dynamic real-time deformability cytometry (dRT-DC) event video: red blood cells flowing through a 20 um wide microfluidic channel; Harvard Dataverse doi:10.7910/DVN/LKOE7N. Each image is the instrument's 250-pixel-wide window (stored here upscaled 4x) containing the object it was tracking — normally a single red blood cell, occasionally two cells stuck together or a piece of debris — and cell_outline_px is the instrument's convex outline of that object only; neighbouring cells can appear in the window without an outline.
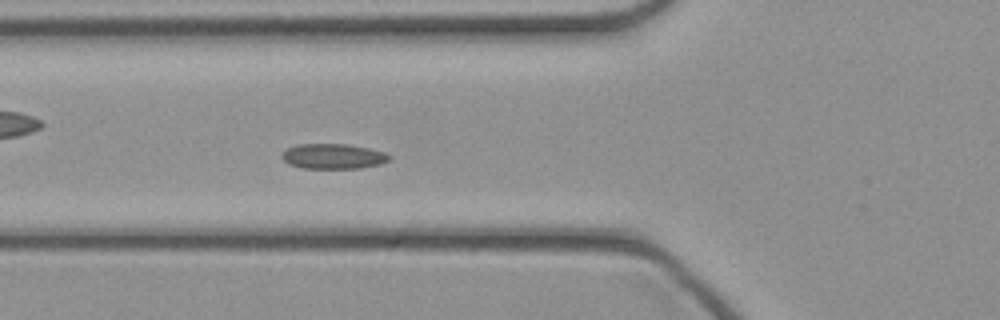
{"species": "common noctule bat (a hibernating species)", "species_latin": "Nyctalus noctula", "temperature_condition": "cold", "stored_images_in_passage": 47, "camera_frame_rate_fps": 3000, "um_per_image_px": 0.085, "animal": {"sex": "female", "body_mass_g": 21.9}, "frame": {"image": 1, "passage_image": 18, "time_ms": 5.667, "image_size_px": [1000, 320], "cell_outline_px": [[392, 160], [380, 164], [360, 168], [300, 168], [288, 164], [280, 156], [280, 152], [296, 144], [348, 144], [368, 148], [384, 152], [392, 156]], "centroid_in_image_um": [28.31, 13.28], "position_along_channel_um": 97.5, "area_um2": 15.95}}
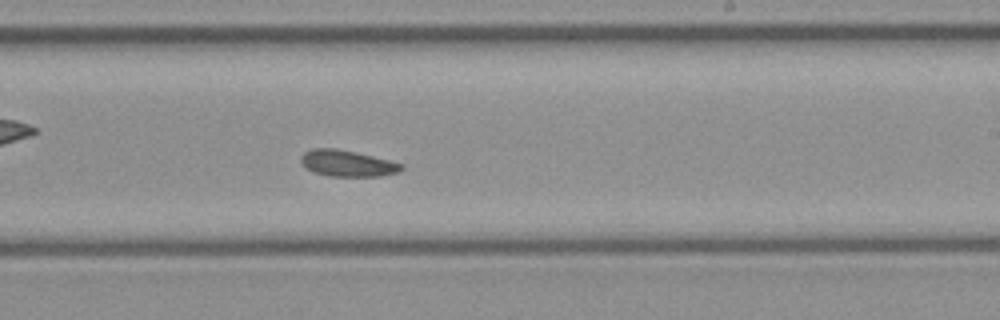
{"frame": {"image": 2, "passage_image": 29, "time_ms": 9.333, "image_size_px": [1000, 320], "cell_outline_px": [[404, 168], [400, 172], [380, 176], [328, 176], [312, 172], [304, 168], [300, 160], [300, 156], [304, 152], [312, 148], [336, 148], [356, 152], [404, 164]], "centroid_in_image_um": [29.49, 13.89], "position_along_channel_um": 259.5, "area_um2": 15.61}}
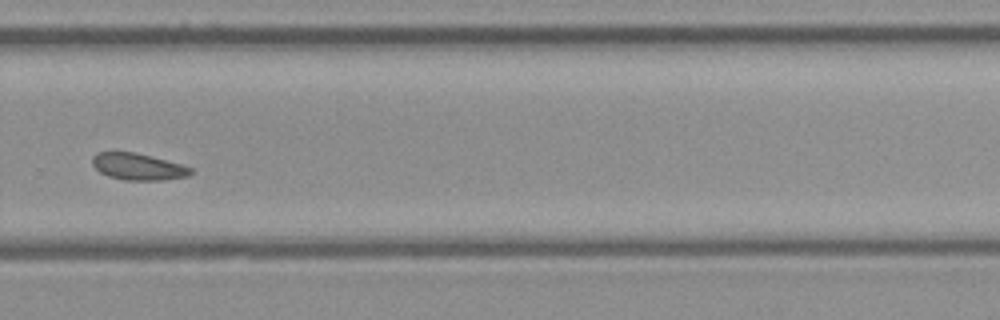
{"frame": {"image": 3, "passage_image": 33, "time_ms": 10.667, "image_size_px": [1000, 320], "cell_outline_px": [[192, 172], [188, 176], [164, 180], [124, 180], [108, 176], [100, 172], [92, 164], [92, 156], [96, 152], [132, 152], [180, 164], [192, 168]], "centroid_in_image_um": [11.7, 14.18], "position_along_channel_um": 318.1, "area_um2": 15.09}}